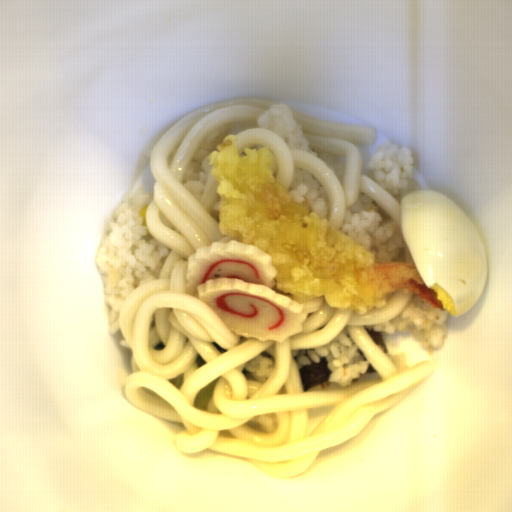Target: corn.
Listing matches in <instances>:
<instances>
[{
  "mask_svg": "<svg viewBox=\"0 0 512 512\" xmlns=\"http://www.w3.org/2000/svg\"><path fill=\"white\" fill-rule=\"evenodd\" d=\"M147 208H148V206L141 209V212H140V214L143 218L142 227H147V223H146Z\"/></svg>",
  "mask_w": 512,
  "mask_h": 512,
  "instance_id": "51d56268",
  "label": "corn"
}]
</instances>
